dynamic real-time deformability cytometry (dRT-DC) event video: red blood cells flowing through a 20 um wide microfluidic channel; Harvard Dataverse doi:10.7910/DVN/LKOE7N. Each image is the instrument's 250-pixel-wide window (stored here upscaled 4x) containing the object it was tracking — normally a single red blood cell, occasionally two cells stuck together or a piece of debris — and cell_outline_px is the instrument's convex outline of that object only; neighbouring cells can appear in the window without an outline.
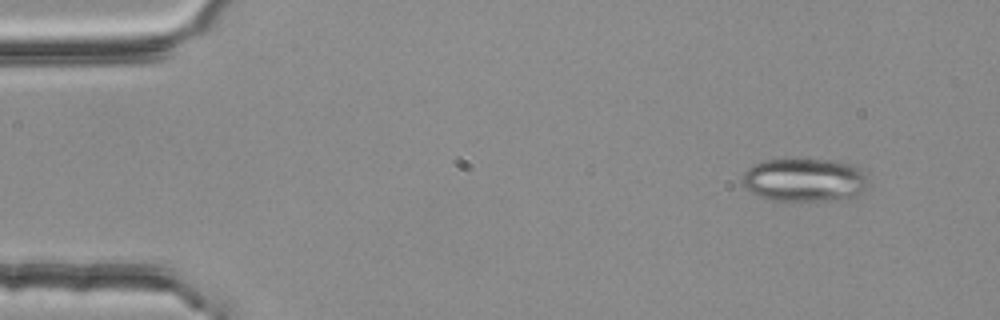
{"species": "common noctule bat (a hibernating species)", "species_latin": "Nyctalus noctula", "temperature_condition": "room temperature", "stored_images_in_passage": 3, "camera_frame_rate_fps": 3000, "um_per_image_px": 0.085, "animal": {"sex": "female", "body_mass_g": 25.1}, "frame": {"image": 1, "passage_image": 1, "time_ms": 0.0, "image_size_px": [1000, 320], "cell_outline_px": [[868, 188], [856, 196], [848, 200], [772, 200], [760, 196], [752, 192], [744, 184], [744, 172], [748, 168], [764, 160], [784, 156], [832, 160], [852, 164], [860, 168], [868, 184]], "centroid_in_image_um": [68.42, 15.25], "position_along_channel_um": 16.6, "area_um2": 32.48}}